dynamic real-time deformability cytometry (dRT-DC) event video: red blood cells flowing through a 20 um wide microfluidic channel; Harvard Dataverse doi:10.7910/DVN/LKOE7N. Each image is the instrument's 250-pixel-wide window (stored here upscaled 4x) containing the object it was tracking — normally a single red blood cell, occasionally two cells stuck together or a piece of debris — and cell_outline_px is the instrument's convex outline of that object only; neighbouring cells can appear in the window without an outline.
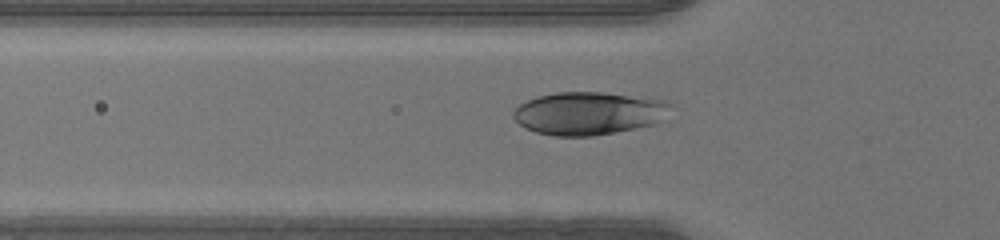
{"species": "human", "species_latin": "Homo sapiens", "temperature_condition": "warm", "stored_images_in_passage": 34, "camera_frame_rate_fps": 3000, "um_per_image_px": 0.085, "donor": {"sex": "male"}, "frame": {"image": 1, "passage_image": 7, "time_ms": 2.0, "image_size_px": [1000, 240], "cell_outline_px": [[676, 104], [656, 124], [636, 128], [592, 136], [552, 136], [536, 132], [524, 128], [512, 116], [512, 112], [520, 104], [536, 96], [556, 92], [600, 92], [664, 100]], "centroid_in_image_um": [50.03, 9.63], "position_along_channel_um": 75.8, "area_um2": 39.42}}
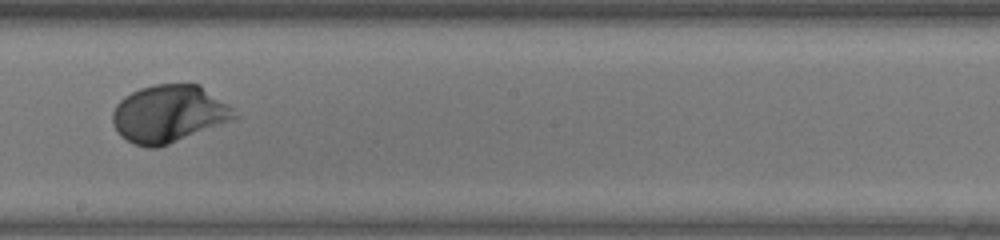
{"frame": {"image": 2, "passage_image": 18, "time_ms": 5.667, "image_size_px": [1000, 240], "cell_outline_px": [[240, 116], [232, 120], [168, 144], [156, 148], [148, 148], [132, 144], [120, 136], [112, 124], [112, 112], [116, 104], [124, 96], [140, 88], [152, 84], [200, 84], [228, 104]], "centroid_in_image_um": [14.32, 9.67], "position_along_channel_um": 233.9, "area_um2": 40.92}}
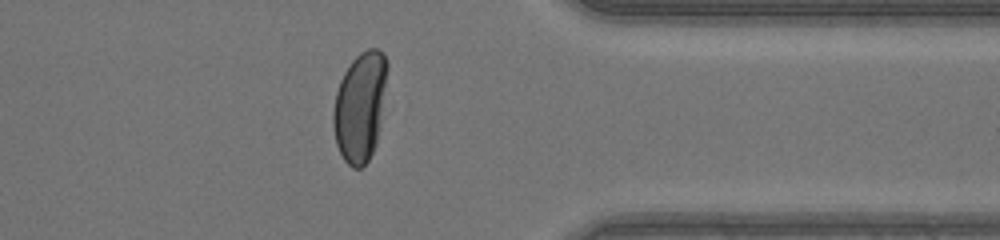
{"frame": {"image": 3, "passage_image": 29, "time_ms": 9.333, "image_size_px": [1000, 240], "cell_outline_px": [[388, 68], [380, 120], [376, 144], [368, 160], [360, 168], [352, 168], [344, 160], [336, 144], [332, 124], [332, 112], [336, 92], [340, 80], [344, 72], [352, 60], [360, 52], [368, 48], [376, 48], [384, 52], [388, 64]], "centroid_in_image_um": [30.59, 9.04], "position_along_channel_um": 380.8, "area_um2": 34.45}}